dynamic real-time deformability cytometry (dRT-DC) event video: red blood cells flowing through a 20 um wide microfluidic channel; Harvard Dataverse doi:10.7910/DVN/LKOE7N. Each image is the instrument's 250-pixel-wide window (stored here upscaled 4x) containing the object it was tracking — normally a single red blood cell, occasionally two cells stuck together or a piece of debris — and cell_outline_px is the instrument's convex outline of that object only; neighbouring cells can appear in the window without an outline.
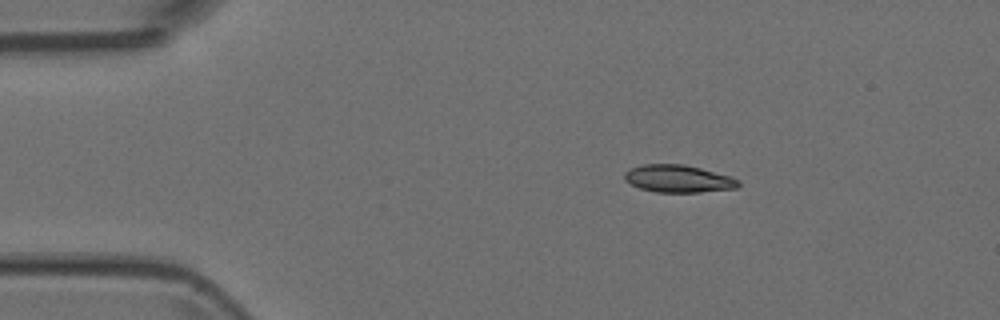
{"species": "Egyptian fruit bat (a non-hibernating species)", "species_latin": "Rousettus aegyptiacus", "temperature_condition": "room temperature", "stored_images_in_passage": 6, "camera_frame_rate_fps": 3000, "um_per_image_px": 0.085, "animal": {"sex": "female"}, "frame": {"image": 1, "passage_image": 3, "time_ms": 0.667, "image_size_px": [1000, 320], "cell_outline_px": [[740, 184], [736, 188], [700, 192], [656, 192], [640, 188], [624, 180], [624, 172], [628, 168], [644, 164], [684, 164], [732, 176], [740, 180]], "centroid_in_image_um": [57.65, 15.18], "position_along_channel_um": 27.4, "area_um2": 18.32}}
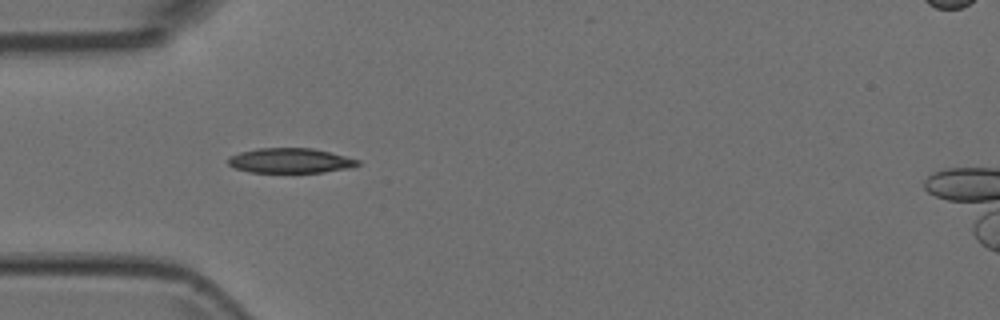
{"frame": {"image": 2, "passage_image": 5, "time_ms": 1.333, "image_size_px": [1000, 320], "cell_outline_px": [[360, 164], [352, 168], [324, 172], [248, 172], [236, 168], [228, 164], [228, 156], [240, 152], [256, 148], [312, 148], [360, 160]], "centroid_in_image_um": [24.67, 13.65], "position_along_channel_um": 60.3, "area_um2": 18.79}}
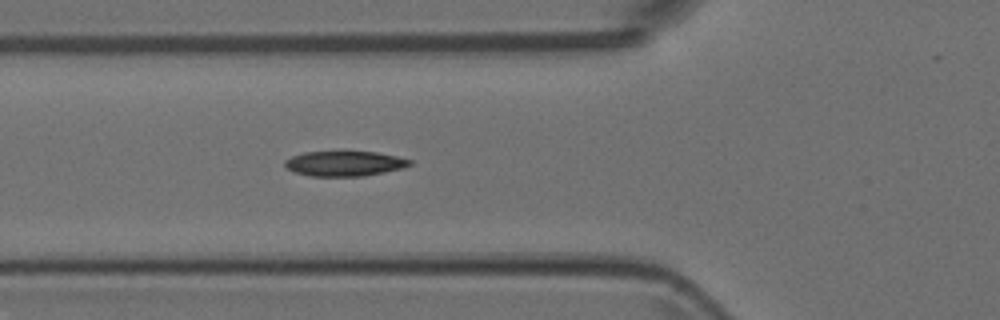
{"frame": {"image": 3, "passage_image": 6, "time_ms": 1.667, "image_size_px": [1000, 320], "cell_outline_px": [[412, 164], [404, 168], [364, 176], [312, 176], [292, 172], [284, 164], [284, 160], [292, 156], [304, 152], [376, 152], [396, 156], [412, 160]], "centroid_in_image_um": [29.28, 13.91], "position_along_channel_um": 96.5, "area_um2": 18.21}}